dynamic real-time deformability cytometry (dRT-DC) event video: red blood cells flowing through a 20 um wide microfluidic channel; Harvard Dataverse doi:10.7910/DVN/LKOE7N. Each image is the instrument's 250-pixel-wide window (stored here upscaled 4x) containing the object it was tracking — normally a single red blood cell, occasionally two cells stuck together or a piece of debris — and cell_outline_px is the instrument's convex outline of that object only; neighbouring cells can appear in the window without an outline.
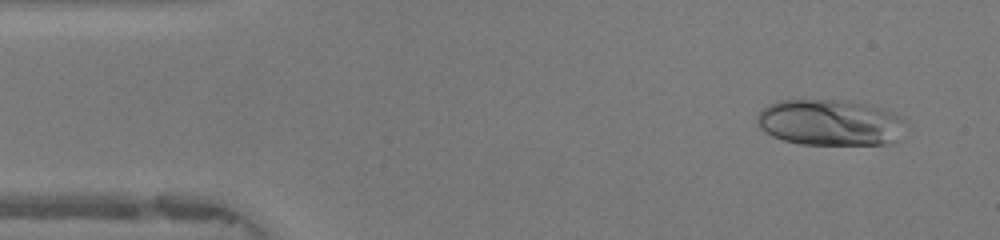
{"species": "human", "species_latin": "Homo sapiens", "temperature_condition": "warm", "stored_images_in_passage": 46, "camera_frame_rate_fps": 3000, "um_per_image_px": 0.085, "donor": {"sex": "female"}, "frame": {"image": 1, "passage_image": 3, "time_ms": 0.667, "image_size_px": [1000, 240], "cell_outline_px": [[900, 120], [892, 140], [884, 144], [800, 144], [784, 140], [772, 136], [760, 128], [756, 124], [756, 116], [768, 104], [780, 100], [840, 100], [872, 104], [892, 112], [900, 116]], "centroid_in_image_um": [70.4, 10.39], "position_along_channel_um": 14.6, "area_um2": 39.07}}
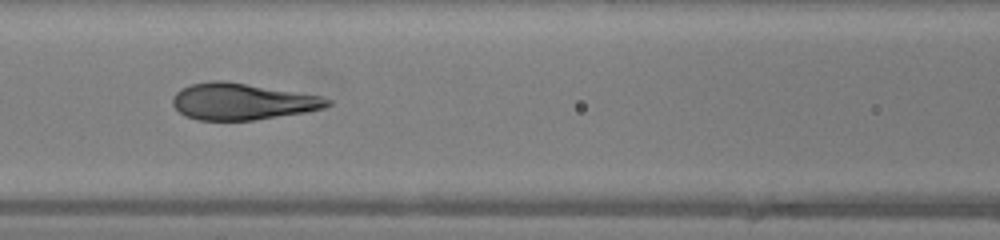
{"frame": {"image": 2, "passage_image": 19, "time_ms": 6.0, "image_size_px": [1000, 240], "cell_outline_px": [[332, 104], [324, 108], [304, 112], [256, 120], [196, 120], [184, 116], [172, 104], [172, 96], [180, 88], [192, 84], [212, 80], [220, 80], [320, 96], [332, 100]], "centroid_in_image_um": [20.54, 8.64], "position_along_channel_um": 146.1, "area_um2": 32.71}}
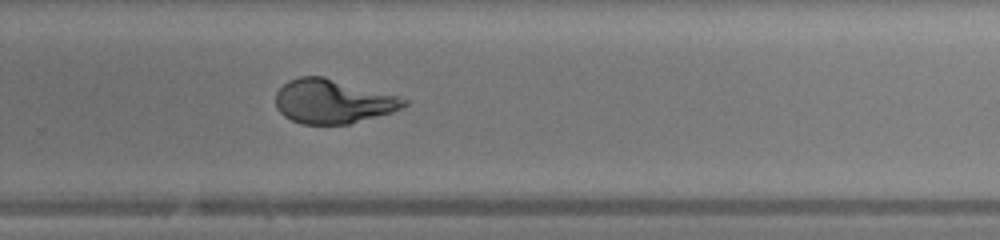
{"frame": {"image": 3, "passage_image": 30, "time_ms": 9.667, "image_size_px": [1000, 240], "cell_outline_px": [[408, 104], [392, 112], [348, 124], [300, 124], [284, 116], [276, 108], [276, 92], [288, 80], [300, 76], [324, 76], [396, 96], [408, 100]], "centroid_in_image_um": [28.25, 8.62], "position_along_channel_um": 301.6, "area_um2": 32.71}, "authors_computed_cell_mechanics": {"area_um2": 33.4662, "velocity_mm_per_s": 4.2559, "shape_relaxation_time_tau1_ms": 7.4165, "shape_relaxation_time_tau2_ms": null, "deformation_change_tau1": 0.3153, "deformation_change_tau2": null}}